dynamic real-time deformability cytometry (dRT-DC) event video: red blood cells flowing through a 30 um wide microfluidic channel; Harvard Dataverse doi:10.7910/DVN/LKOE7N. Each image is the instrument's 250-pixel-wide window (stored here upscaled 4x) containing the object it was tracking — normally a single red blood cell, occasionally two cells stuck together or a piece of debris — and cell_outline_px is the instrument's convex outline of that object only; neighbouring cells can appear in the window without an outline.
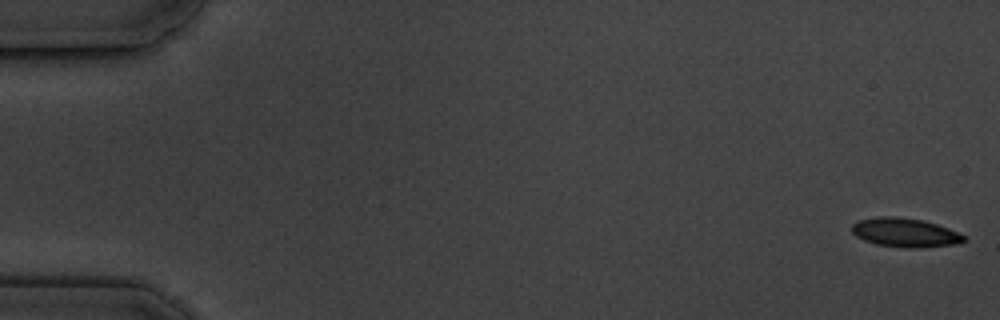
{"species": "common noctule bat (a hibernating species)", "species_latin": "Nyctalus noctula", "temperature_condition": "cold", "stored_images_in_passage": 7, "camera_frame_rate_fps": 3000, "um_per_image_px": 0.085, "animal": {"sex": "male", "body_mass_g": 19.5, "forearm_length_mm": 54.6}, "frame": {"image": 1, "passage_image": 1, "time_ms": 0.0, "image_size_px": [1000, 320], "cell_outline_px": [[964, 240], [956, 244], [920, 248], [908, 248], [876, 244], [864, 240], [856, 236], [852, 232], [852, 224], [860, 220], [876, 216], [896, 216], [924, 220], [948, 228], [964, 236]], "centroid_in_image_um": [76.89, 19.76], "position_along_channel_um": 8.1, "area_um2": 18.84}}
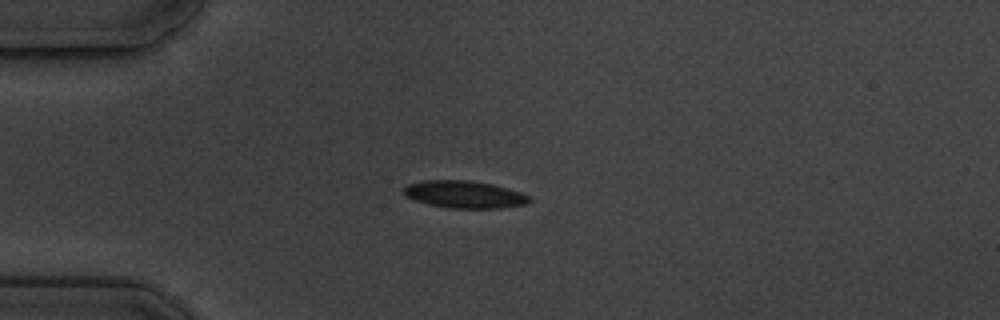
{"frame": {"image": 2, "passage_image": 5, "time_ms": 4.667, "image_size_px": [1000, 320], "cell_outline_px": [[532, 200], [528, 204], [500, 208], [448, 208], [428, 204], [404, 196], [404, 188], [408, 184], [424, 180], [468, 180], [492, 184], [508, 188], [520, 192], [528, 196]], "centroid_in_image_um": [39.48, 16.53], "position_along_channel_um": 45.5, "area_um2": 20.0}}